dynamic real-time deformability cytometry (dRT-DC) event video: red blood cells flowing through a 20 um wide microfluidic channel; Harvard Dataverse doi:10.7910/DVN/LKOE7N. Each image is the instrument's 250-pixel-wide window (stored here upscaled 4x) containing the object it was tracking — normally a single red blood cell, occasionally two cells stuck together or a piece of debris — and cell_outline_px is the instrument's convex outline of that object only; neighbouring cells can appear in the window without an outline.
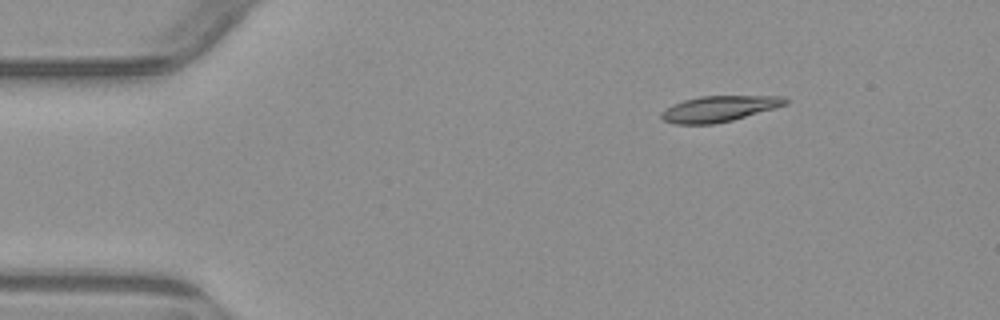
{"species": "common noctule bat (a hibernating species)", "species_latin": "Nyctalus noctula", "temperature_condition": "warm", "stored_images_in_passage": 3, "camera_frame_rate_fps": 3000, "um_per_image_px": 0.085, "animal": {"sex": "male", "body_mass_g": 23.1, "forearm_length_mm": 52.7}, "frame": {"image": 1, "passage_image": 1, "time_ms": 0.0, "image_size_px": [1000, 320], "cell_outline_px": [[788, 104], [732, 120], [712, 124], [676, 124], [664, 120], [660, 116], [660, 112], [664, 108], [672, 104], [684, 100], [700, 96], [784, 96], [788, 100]], "centroid_in_image_um": [61.09, 9.24], "position_along_channel_um": 23.9, "area_um2": 18.61}}